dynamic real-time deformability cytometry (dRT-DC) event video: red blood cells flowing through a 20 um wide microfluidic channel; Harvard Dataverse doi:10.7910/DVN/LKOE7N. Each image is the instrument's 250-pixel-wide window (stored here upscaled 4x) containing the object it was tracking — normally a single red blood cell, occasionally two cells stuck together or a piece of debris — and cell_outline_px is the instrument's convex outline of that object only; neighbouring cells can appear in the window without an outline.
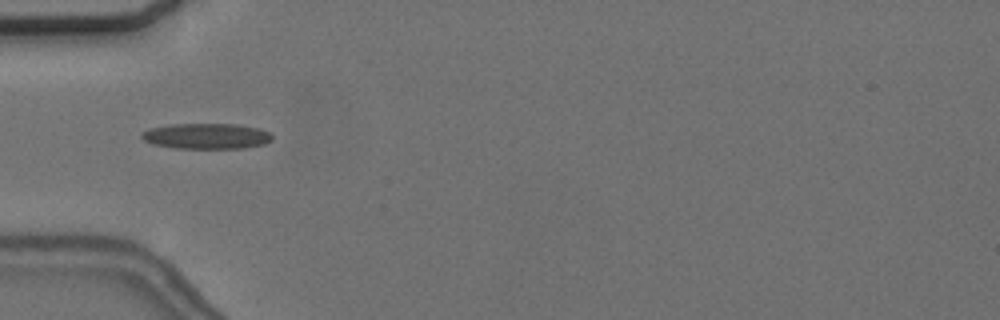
{"species": "common noctule bat (a hibernating species)", "species_latin": "Nyctalus noctula", "temperature_condition": "cold", "stored_images_in_passage": 57, "camera_frame_rate_fps": 3000, "um_per_image_px": 0.085, "animal": {"sex": "female", "body_mass_g": 24.6, "forearm_length_mm": 56.2}, "frame": {"image": 1, "passage_image": 19, "time_ms": 6.0, "image_size_px": [1000, 320], "cell_outline_px": [[272, 140], [264, 144], [244, 148], [176, 148], [152, 144], [144, 140], [140, 136], [140, 132], [148, 128], [172, 124], [236, 124], [260, 128], [272, 132]], "centroid_in_image_um": [17.55, 11.56], "position_along_channel_um": 67.4, "area_um2": 19.71}}
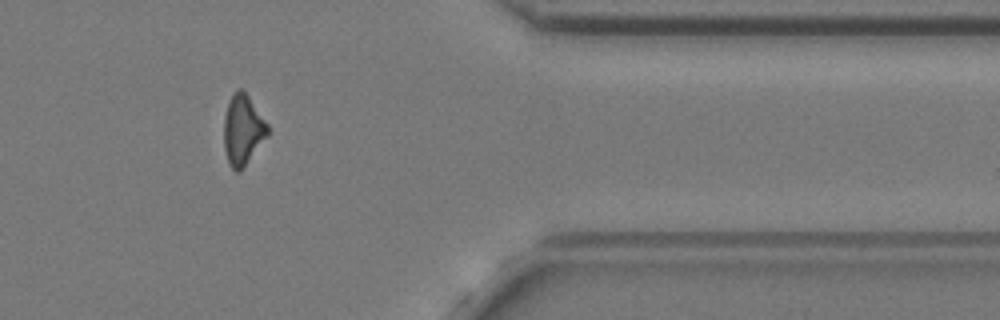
{"frame": {"image": 2, "passage_image": 47, "time_ms": 15.333, "image_size_px": [1000, 320], "cell_outline_px": [[268, 136], [240, 172], [236, 172], [228, 164], [224, 148], [224, 116], [228, 100], [240, 88], [248, 96], [268, 124]], "centroid_in_image_um": [20.63, 11.08], "position_along_channel_um": 390.8, "area_um2": 17.86}}
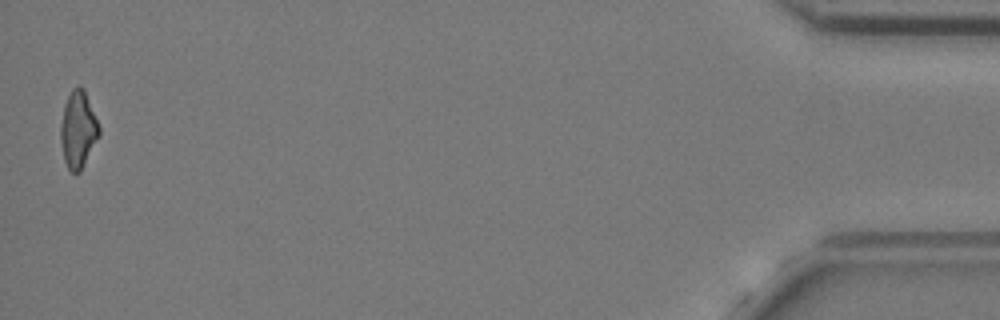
{"frame": {"image": 3, "passage_image": 56, "time_ms": 18.333, "image_size_px": [1000, 320], "cell_outline_px": [[100, 136], [80, 172], [72, 172], [68, 168], [64, 160], [60, 140], [60, 124], [64, 104], [72, 88], [76, 84], [80, 84], [84, 88], [100, 128]], "centroid_in_image_um": [6.64, 10.98], "position_along_channel_um": 428.6, "area_um2": 17.46}}